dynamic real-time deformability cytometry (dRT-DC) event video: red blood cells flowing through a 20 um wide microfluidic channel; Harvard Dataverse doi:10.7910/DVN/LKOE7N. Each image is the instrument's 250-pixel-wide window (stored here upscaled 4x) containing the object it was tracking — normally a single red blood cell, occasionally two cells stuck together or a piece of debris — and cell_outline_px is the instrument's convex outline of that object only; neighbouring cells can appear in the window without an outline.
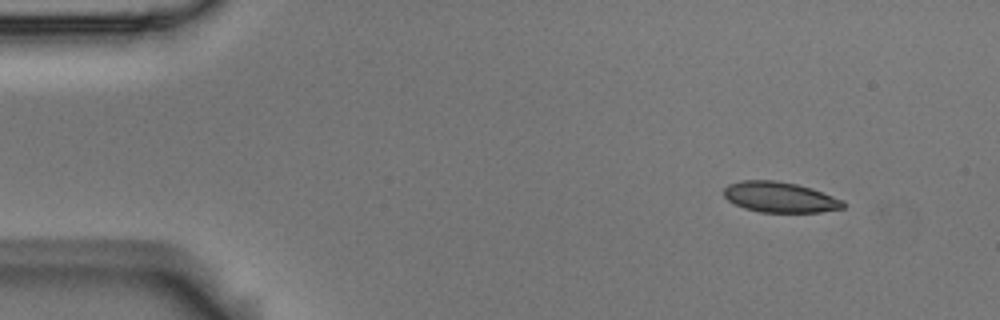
{"species": "Egyptian fruit bat (a non-hibernating species)", "species_latin": "Rousettus aegyptiacus", "temperature_condition": "room temperature", "stored_images_in_passage": 3, "camera_frame_rate_fps": 3000, "um_per_image_px": 0.085, "animal": {"sex": "male"}, "frame": {"image": 1, "passage_image": 1, "time_ms": 0.0, "image_size_px": [1000, 320], "cell_outline_px": [[844, 208], [820, 212], [760, 212], [744, 208], [728, 200], [724, 196], [724, 188], [728, 184], [740, 180], [776, 180], [796, 184], [812, 188], [844, 200]], "centroid_in_image_um": [66.29, 16.75], "position_along_channel_um": 18.7, "area_um2": 21.27}}
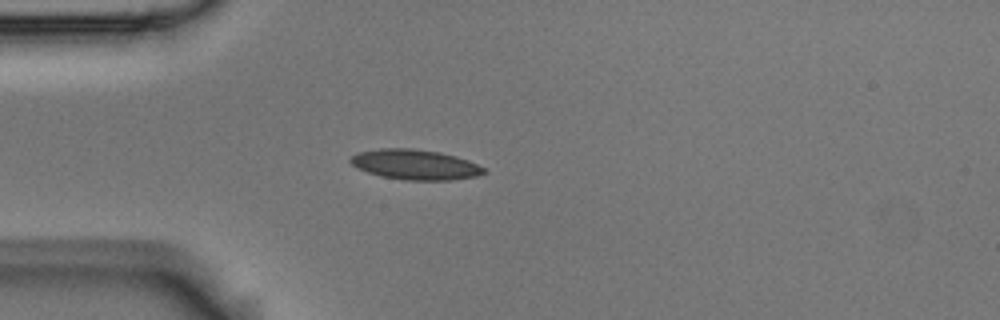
{"frame": {"image": 2, "passage_image": 3, "time_ms": 0.667, "image_size_px": [1000, 320], "cell_outline_px": [[488, 172], [476, 176], [452, 180], [404, 180], [384, 176], [368, 172], [352, 164], [348, 160], [352, 156], [360, 152], [380, 148], [412, 148], [440, 152], [456, 156], [468, 160], [488, 168]], "centroid_in_image_um": [35.36, 13.98], "position_along_channel_um": 49.6, "area_um2": 23.41}}